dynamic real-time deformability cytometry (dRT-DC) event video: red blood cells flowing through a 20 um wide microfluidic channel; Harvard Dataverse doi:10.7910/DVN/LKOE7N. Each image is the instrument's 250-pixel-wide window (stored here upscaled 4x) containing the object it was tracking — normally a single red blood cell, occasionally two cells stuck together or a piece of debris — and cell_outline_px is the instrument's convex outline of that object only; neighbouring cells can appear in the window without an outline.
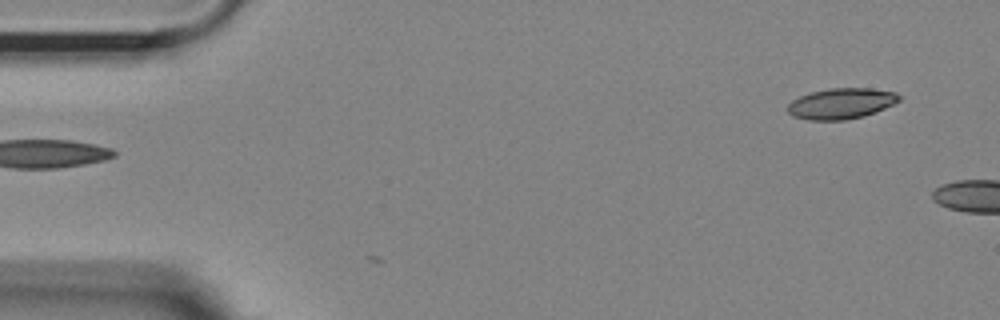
{"species": "Egyptian fruit bat (a non-hibernating species)", "species_latin": "Rousettus aegyptiacus", "temperature_condition": "room temperature", "stored_images_in_passage": 4, "camera_frame_rate_fps": 3000, "um_per_image_px": 0.085, "animal": {"sex": "female"}, "frame": {"image": 1, "passage_image": 1, "time_ms": 0.0, "image_size_px": [1000, 320], "cell_outline_px": [[900, 100], [884, 108], [864, 116], [844, 120], [808, 120], [792, 116], [788, 112], [788, 104], [792, 100], [800, 96], [812, 92], [828, 88], [868, 88], [896, 92], [900, 96]], "centroid_in_image_um": [71.48, 8.8], "position_along_channel_um": 13.5, "area_um2": 19.88}}